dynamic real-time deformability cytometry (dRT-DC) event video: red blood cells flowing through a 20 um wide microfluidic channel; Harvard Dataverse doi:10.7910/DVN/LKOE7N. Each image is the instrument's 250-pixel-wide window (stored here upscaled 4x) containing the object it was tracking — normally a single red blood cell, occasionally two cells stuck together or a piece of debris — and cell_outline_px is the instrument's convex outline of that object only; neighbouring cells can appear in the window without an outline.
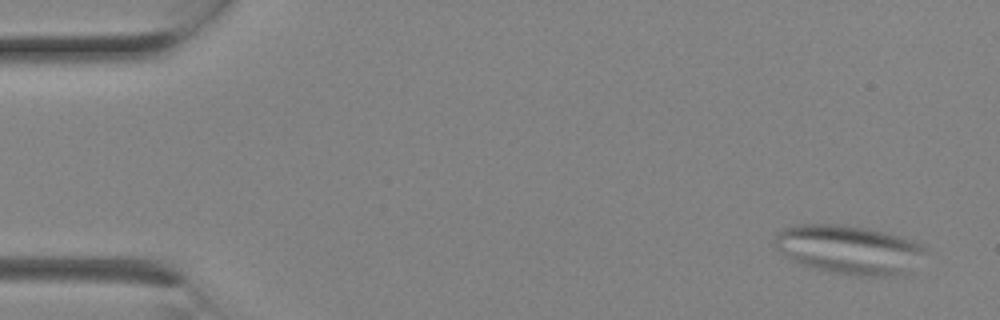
{"species": "Egyptian fruit bat (a non-hibernating species)", "species_latin": "Rousettus aegyptiacus", "temperature_condition": "room temperature", "stored_images_in_passage": 2, "camera_frame_rate_fps": 3000, "um_per_image_px": 0.085, "animal": {"sex": "female"}, "frame": {"image": 1, "passage_image": 1, "time_ms": 0.0, "image_size_px": [1000, 320], "cell_outline_px": [[928, 248], [904, 272], [888, 276], [856, 276], [832, 272], [804, 264], [792, 260], [784, 256], [772, 244], [776, 232], [784, 228], [796, 224], [840, 224], [864, 228], [884, 232], [912, 240], [924, 244]], "centroid_in_image_um": [72.08, 21.18], "position_along_channel_um": 12.9, "area_um2": 42.37}}